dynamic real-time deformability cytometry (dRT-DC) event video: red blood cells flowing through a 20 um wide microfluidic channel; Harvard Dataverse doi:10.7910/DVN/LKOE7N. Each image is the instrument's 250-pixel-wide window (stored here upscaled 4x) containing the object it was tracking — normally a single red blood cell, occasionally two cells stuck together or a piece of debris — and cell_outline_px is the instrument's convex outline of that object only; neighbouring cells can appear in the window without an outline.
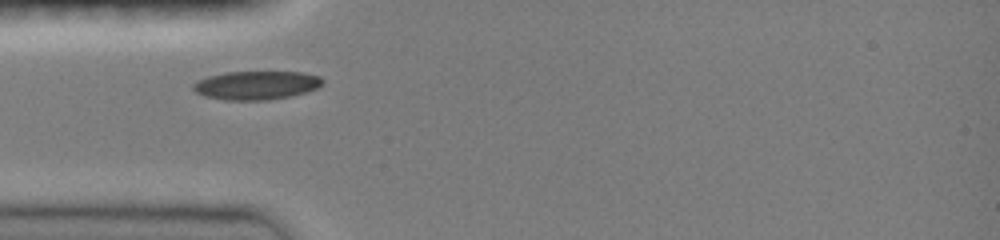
{"species": "common noctule bat (a hibernating species)", "species_latin": "Nyctalus noctula", "temperature_condition": "room temperature", "stored_images_in_passage": 51, "camera_frame_rate_fps": 3000, "um_per_image_px": 0.085, "animal": {"sex": "female", "body_mass_g": 19.0, "forearm_length_mm": 51.5}, "frame": {"image": 1, "passage_image": 1, "time_ms": 0.0, "image_size_px": [1000, 240], "cell_outline_px": [[324, 84], [316, 88], [304, 92], [288, 96], [268, 100], [224, 100], [204, 96], [196, 92], [192, 88], [192, 84], [208, 76], [224, 72], [300, 72], [320, 76], [324, 80]], "centroid_in_image_um": [21.78, 7.24], "position_along_channel_um": 63.2, "area_um2": 21.5}}
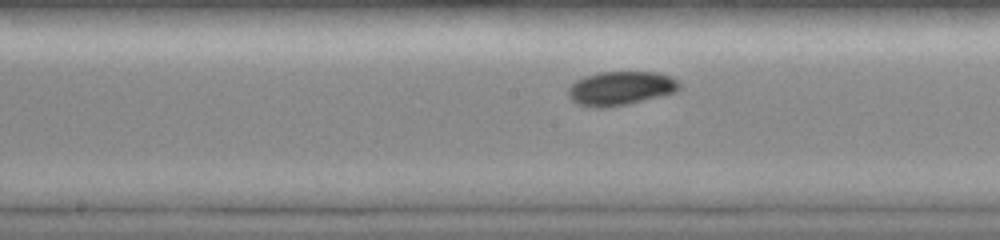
{"frame": {"image": 2, "passage_image": 26, "time_ms": 3.333, "image_size_px": [1000, 240], "cell_outline_px": [[680, 88], [676, 92], [628, 104], [604, 108], [588, 108], [576, 104], [568, 96], [568, 88], [576, 80], [584, 76], [600, 72], [656, 72], [672, 76], [680, 84]], "centroid_in_image_um": [52.72, 7.51], "position_along_channel_um": 195.5, "area_um2": 22.2}}
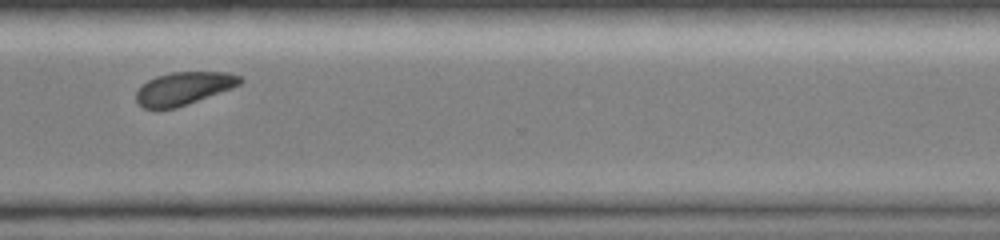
{"frame": {"image": 3, "passage_image": 50, "time_ms": 7.333, "image_size_px": [1000, 240], "cell_outline_px": [[244, 80], [240, 84], [232, 88], [188, 104], [176, 108], [144, 108], [136, 100], [136, 92], [148, 80], [156, 76], [172, 72], [228, 72], [240, 76]], "centroid_in_image_um": [15.64, 7.5], "position_along_channel_um": 355.0, "area_um2": 19.71}}